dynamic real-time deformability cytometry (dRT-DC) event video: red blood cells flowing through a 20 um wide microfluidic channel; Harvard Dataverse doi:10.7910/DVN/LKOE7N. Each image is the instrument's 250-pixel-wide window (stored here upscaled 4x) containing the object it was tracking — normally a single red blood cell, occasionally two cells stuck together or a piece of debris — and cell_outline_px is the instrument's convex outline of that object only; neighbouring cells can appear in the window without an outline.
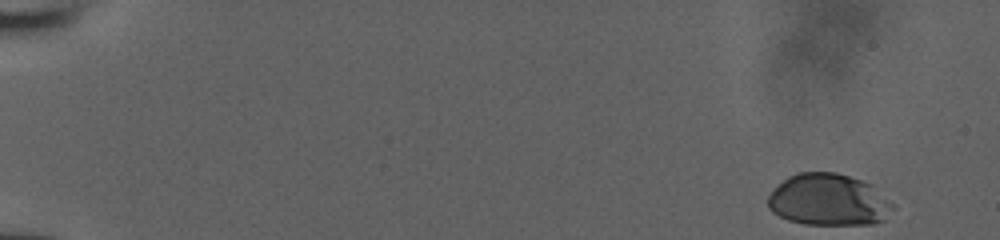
{"species": "human", "species_latin": "Homo sapiens", "temperature_condition": "room temperature", "stored_images_in_passage": 50, "camera_frame_rate_fps": 3000, "um_per_image_px": 0.085, "donor": {"sex": "male"}, "frame": {"image": 1, "passage_image": 1, "time_ms": 0.0, "image_size_px": [1000, 240], "cell_outline_px": [[896, 208], [884, 220], [872, 224], [804, 224], [788, 220], [772, 212], [768, 208], [768, 196], [788, 176], [800, 172], [836, 172], [872, 184], [896, 204]], "centroid_in_image_um": [70.49, 16.99], "position_along_channel_um": 14.5, "area_um2": 37.92}}
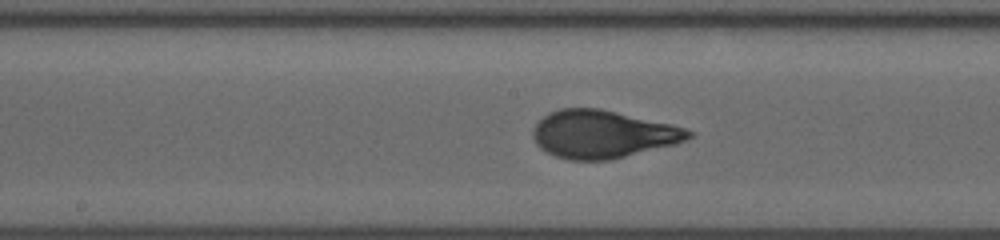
{"frame": {"image": 2, "passage_image": 27, "time_ms": 8.667, "image_size_px": [1000, 240], "cell_outline_px": [[696, 132], [692, 136], [676, 144], [612, 160], [568, 160], [556, 156], [540, 148], [536, 144], [532, 136], [532, 132], [536, 124], [544, 116], [560, 108], [600, 108], [672, 124]], "centroid_in_image_um": [51.24, 11.41], "position_along_channel_um": 197.0, "area_um2": 43.41}}
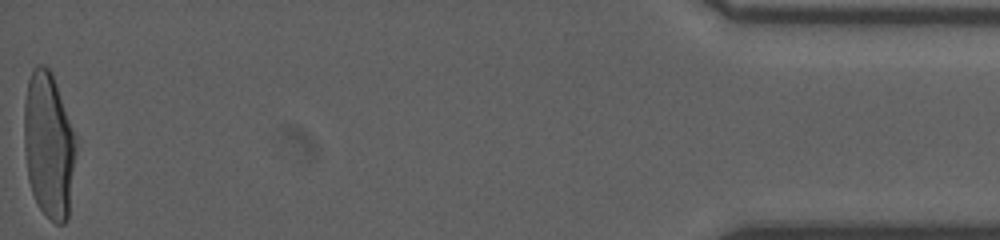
{"frame": {"image": 3, "passage_image": 50, "time_ms": 16.333, "image_size_px": [1000, 240], "cell_outline_px": [[76, 152], [68, 220], [64, 224], [56, 224], [40, 208], [32, 192], [28, 180], [24, 148], [24, 104], [28, 80], [32, 68], [36, 64], [44, 64], [52, 72], [76, 136]], "centroid_in_image_um": [4.14, 12.32], "position_along_channel_um": 431.1, "area_um2": 44.39}}